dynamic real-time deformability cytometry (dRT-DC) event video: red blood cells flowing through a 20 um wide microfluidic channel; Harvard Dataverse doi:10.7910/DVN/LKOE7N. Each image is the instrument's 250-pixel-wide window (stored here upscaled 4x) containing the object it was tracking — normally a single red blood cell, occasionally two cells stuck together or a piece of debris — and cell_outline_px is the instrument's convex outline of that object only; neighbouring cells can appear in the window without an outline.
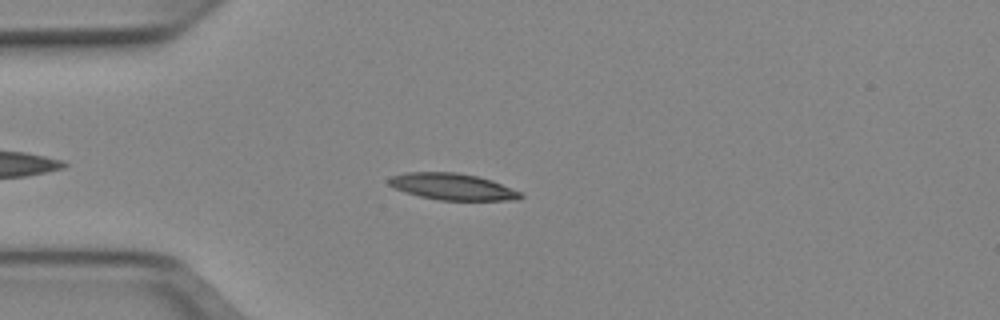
{"species": "Egyptian fruit bat (a non-hibernating species)", "species_latin": "Rousettus aegyptiacus", "temperature_condition": "cold", "stored_images_in_passage": 46, "camera_frame_rate_fps": 3000, "um_per_image_px": 0.085, "animal": {"sex": "female"}, "frame": {"image": 1, "passage_image": 8, "time_ms": 2.333, "image_size_px": [1000, 320], "cell_outline_px": [[524, 196], [516, 200], [440, 200], [420, 196], [404, 192], [388, 184], [388, 180], [392, 176], [408, 172], [456, 172], [476, 176], [492, 180], [524, 192]], "centroid_in_image_um": [38.52, 15.87], "position_along_channel_um": 46.5, "area_um2": 20.4}}
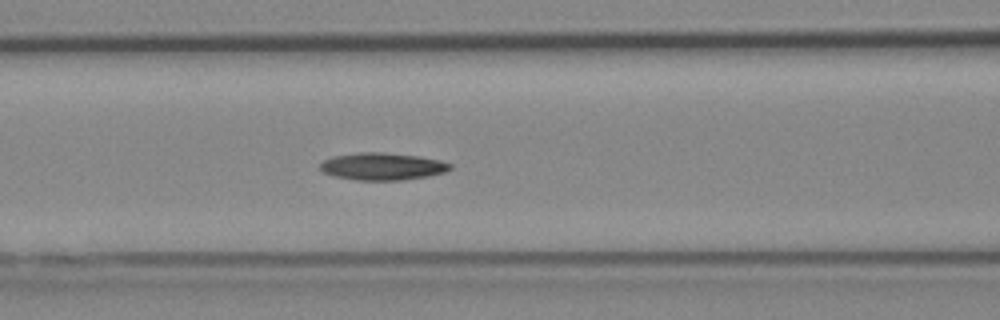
{"frame": {"image": 2, "passage_image": 16, "time_ms": 5.0, "image_size_px": [1000, 320], "cell_outline_px": [[452, 168], [444, 172], [428, 176], [404, 180], [356, 180], [336, 176], [324, 172], [320, 168], [320, 164], [324, 160], [332, 156], [360, 152], [384, 152], [420, 156], [440, 160], [452, 164]], "centroid_in_image_um": [32.53, 14.14], "position_along_channel_um": 134.1, "area_um2": 20.69}}
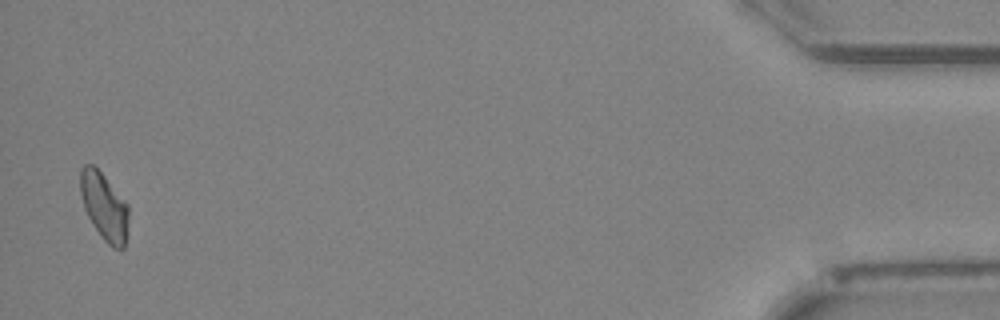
{"frame": {"image": 3, "passage_image": 45, "time_ms": 14.667, "image_size_px": [1000, 320], "cell_outline_px": [[128, 220], [124, 248], [120, 252], [112, 248], [104, 240], [92, 224], [84, 208], [80, 192], [80, 168], [84, 164], [92, 164], [104, 176], [128, 204]], "centroid_in_image_um": [8.85, 17.57], "position_along_channel_um": 426.3, "area_um2": 18.96}, "authors_computed_cell_mechanics": {"area_um2": 19.652, "velocity_mm_per_s": 3.9241, "shape_relaxation_time_tau1_ms": 6.8669, "shape_relaxation_time_tau2_ms": null, "deformation_change_tau1": 0.1562, "deformation_change_tau2": null}}